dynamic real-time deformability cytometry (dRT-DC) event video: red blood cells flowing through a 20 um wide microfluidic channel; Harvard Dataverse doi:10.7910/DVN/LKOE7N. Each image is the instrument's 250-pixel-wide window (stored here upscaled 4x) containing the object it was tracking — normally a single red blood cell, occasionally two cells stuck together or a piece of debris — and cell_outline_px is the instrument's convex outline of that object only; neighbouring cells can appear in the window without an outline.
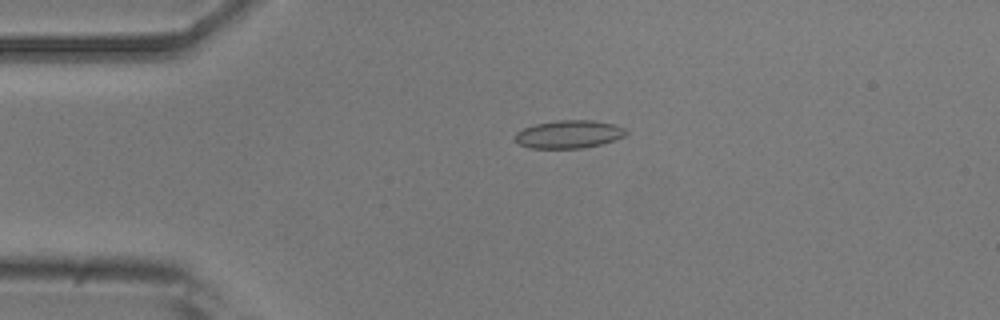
{"species": "common noctule bat (a hibernating species)", "species_latin": "Nyctalus noctula", "temperature_condition": "room temperature", "stored_images_in_passage": 5, "camera_frame_rate_fps": 3000, "um_per_image_px": 0.085, "animal": {"sex": "male", "body_mass_g": 20.5, "forearm_length_mm": 52.5}, "frame": {"image": 1, "passage_image": 5, "time_ms": 3.0, "image_size_px": [1000, 320], "cell_outline_px": [[628, 132], [624, 136], [616, 140], [584, 148], [528, 148], [520, 144], [516, 140], [516, 132], [524, 128], [536, 124], [556, 120], [592, 120], [612, 124], [624, 128]], "centroid_in_image_um": [48.36, 11.41], "position_along_channel_um": 36.6, "area_um2": 17.98}}